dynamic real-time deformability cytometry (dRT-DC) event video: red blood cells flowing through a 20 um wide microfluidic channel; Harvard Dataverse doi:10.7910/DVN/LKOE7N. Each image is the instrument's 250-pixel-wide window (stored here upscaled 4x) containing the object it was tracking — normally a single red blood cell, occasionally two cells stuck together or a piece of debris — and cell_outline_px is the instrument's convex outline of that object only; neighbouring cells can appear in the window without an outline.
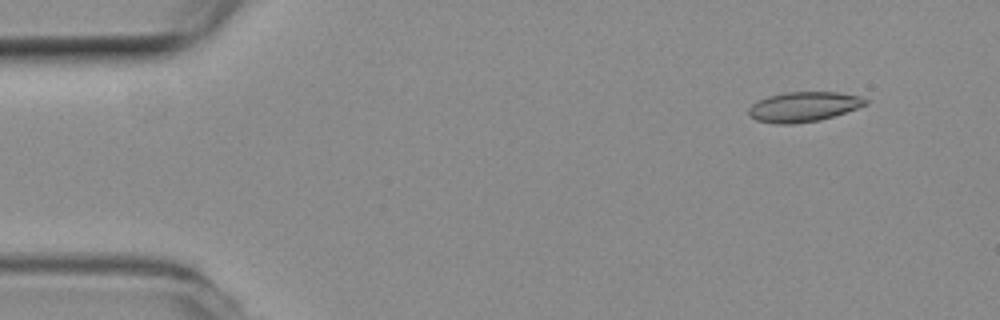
{"species": "common noctule bat (a hibernating species)", "species_latin": "Nyctalus noctula", "temperature_condition": "room temperature", "stored_images_in_passage": 6, "camera_frame_rate_fps": 3000, "um_per_image_px": 0.085, "animal": {"sex": "female", "body_mass_g": 19.3, "forearm_length_mm": 54.1}, "frame": {"image": 1, "passage_image": 2, "time_ms": 0.333, "image_size_px": [1000, 320], "cell_outline_px": [[868, 104], [820, 120], [792, 124], [776, 124], [756, 120], [748, 116], [748, 108], [752, 104], [768, 96], [784, 92], [836, 92], [860, 96], [868, 100]], "centroid_in_image_um": [68.27, 9.07], "position_along_channel_um": 16.7, "area_um2": 20.29}}
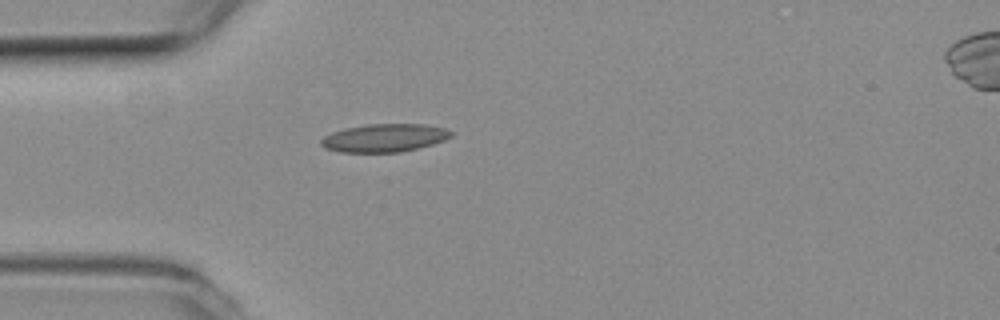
{"frame": {"image": 2, "passage_image": 5, "time_ms": 1.333, "image_size_px": [1000, 320], "cell_outline_px": [[452, 136], [444, 140], [432, 144], [400, 152], [340, 152], [324, 148], [320, 144], [320, 140], [324, 136], [332, 132], [344, 128], [368, 124], [424, 124], [444, 128], [452, 132]], "centroid_in_image_um": [32.63, 11.72], "position_along_channel_um": 52.4, "area_um2": 21.21}}